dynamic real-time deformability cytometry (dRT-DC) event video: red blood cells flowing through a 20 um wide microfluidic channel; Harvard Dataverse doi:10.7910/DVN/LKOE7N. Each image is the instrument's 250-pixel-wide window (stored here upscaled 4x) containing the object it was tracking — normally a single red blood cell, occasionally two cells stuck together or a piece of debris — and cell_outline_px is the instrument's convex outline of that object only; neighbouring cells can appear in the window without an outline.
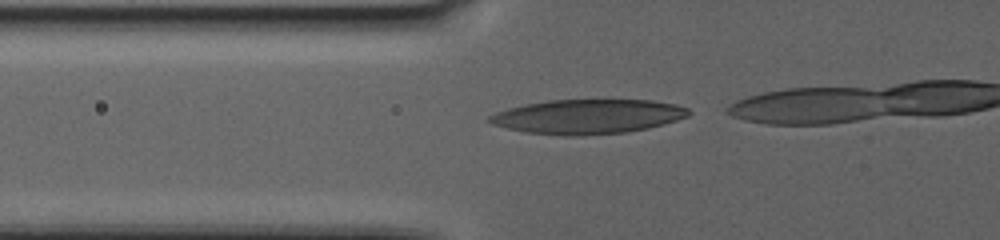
{"species": "human", "species_latin": "Homo sapiens", "temperature_condition": "warm", "stored_images_in_passage": 15, "camera_frame_rate_fps": 3000, "um_per_image_px": 0.085, "donor": {"sex": "female"}, "frame": {"image": 1, "passage_image": 6, "time_ms": 1.667, "image_size_px": [1000, 240], "cell_outline_px": [[692, 112], [688, 116], [664, 124], [648, 128], [628, 132], [580, 136], [564, 136], [524, 132], [492, 124], [488, 120], [488, 116], [496, 112], [508, 108], [524, 104], [548, 100], [652, 100], [676, 104], [688, 108]], "centroid_in_image_um": [49.96, 9.91], "position_along_channel_um": 75.8, "area_um2": 40.23}}
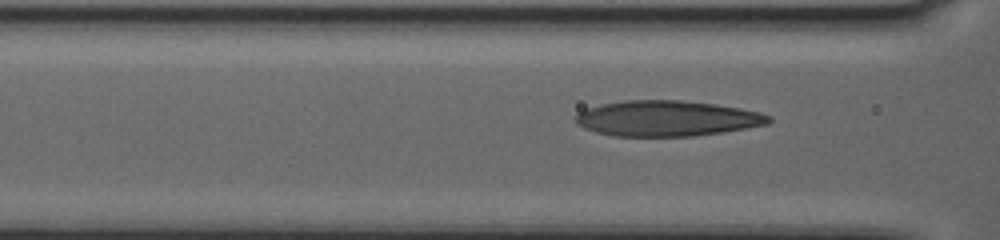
{"frame": {"image": 2, "passage_image": 11, "time_ms": 3.333, "image_size_px": [1000, 240], "cell_outline_px": [[772, 120], [768, 124], [724, 132], [692, 136], [612, 136], [596, 132], [584, 128], [576, 124], [576, 116], [584, 108], [600, 104], [624, 100], [680, 100], [712, 104], [740, 108], [760, 112], [772, 116]], "centroid_in_image_um": [56.68, 10.06], "position_along_channel_um": 109.9, "area_um2": 40.17}}